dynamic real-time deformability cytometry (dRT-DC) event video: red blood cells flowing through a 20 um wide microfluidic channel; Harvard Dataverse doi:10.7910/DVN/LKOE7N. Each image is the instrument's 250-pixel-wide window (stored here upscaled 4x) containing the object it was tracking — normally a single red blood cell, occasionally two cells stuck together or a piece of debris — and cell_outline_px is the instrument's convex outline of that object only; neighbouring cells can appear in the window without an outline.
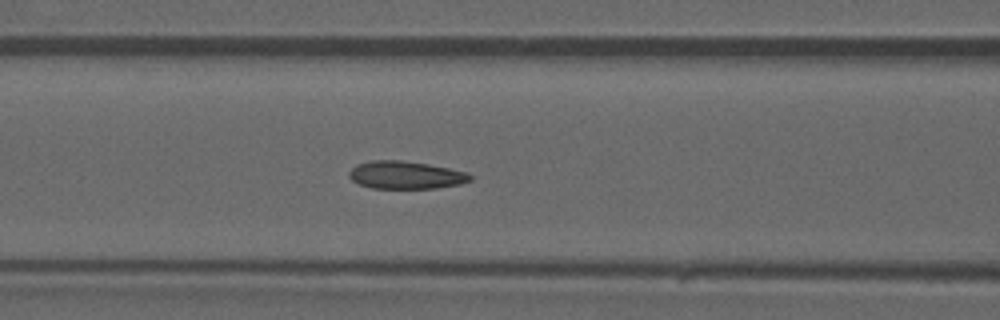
{"species": "common noctule bat (a hibernating species)", "species_latin": "Nyctalus noctula", "temperature_condition": "warm", "stored_images_in_passage": 46, "camera_frame_rate_fps": 3000, "um_per_image_px": 0.085, "animal": {"sex": "male", "forearm_length_mm": 52.5}, "frame": {"image": 1, "passage_image": 20, "time_ms": 6.333, "image_size_px": [1000, 320], "cell_outline_px": [[472, 180], [460, 184], [436, 188], [372, 188], [360, 184], [352, 180], [348, 176], [348, 172], [356, 164], [372, 160], [400, 160], [428, 164], [468, 172], [472, 176]], "centroid_in_image_um": [34.48, 14.87], "position_along_channel_um": 132.1, "area_um2": 19.59}}